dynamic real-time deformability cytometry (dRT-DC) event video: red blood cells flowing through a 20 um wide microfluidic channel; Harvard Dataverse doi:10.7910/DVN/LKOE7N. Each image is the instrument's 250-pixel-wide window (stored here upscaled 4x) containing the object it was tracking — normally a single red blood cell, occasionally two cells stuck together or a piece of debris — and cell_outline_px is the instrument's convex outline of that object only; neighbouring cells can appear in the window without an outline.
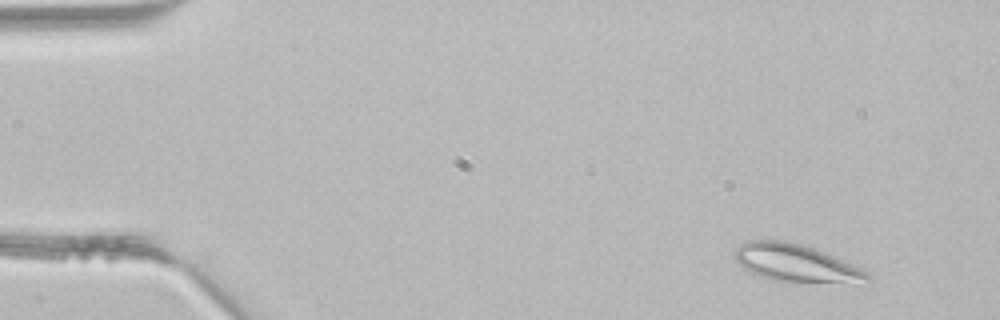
{"species": "common noctule bat (a hibernating species)", "species_latin": "Nyctalus noctula", "temperature_condition": "room temperature", "stored_images_in_passage": 3, "camera_frame_rate_fps": 3000, "um_per_image_px": 0.085, "animal": {"sex": "male", "body_mass_g": 21.5, "forearm_length_mm": 52.0}, "frame": {"image": 1, "passage_image": 1, "time_ms": 0.0, "image_size_px": [1000, 320], "cell_outline_px": [[872, 280], [776, 280], [760, 276], [744, 268], [736, 260], [736, 248], [744, 240], [784, 240], [800, 244], [824, 252], [860, 268], [868, 272], [872, 276]], "centroid_in_image_um": [67.54, 22.29], "position_along_channel_um": 17.5, "area_um2": 27.46}}